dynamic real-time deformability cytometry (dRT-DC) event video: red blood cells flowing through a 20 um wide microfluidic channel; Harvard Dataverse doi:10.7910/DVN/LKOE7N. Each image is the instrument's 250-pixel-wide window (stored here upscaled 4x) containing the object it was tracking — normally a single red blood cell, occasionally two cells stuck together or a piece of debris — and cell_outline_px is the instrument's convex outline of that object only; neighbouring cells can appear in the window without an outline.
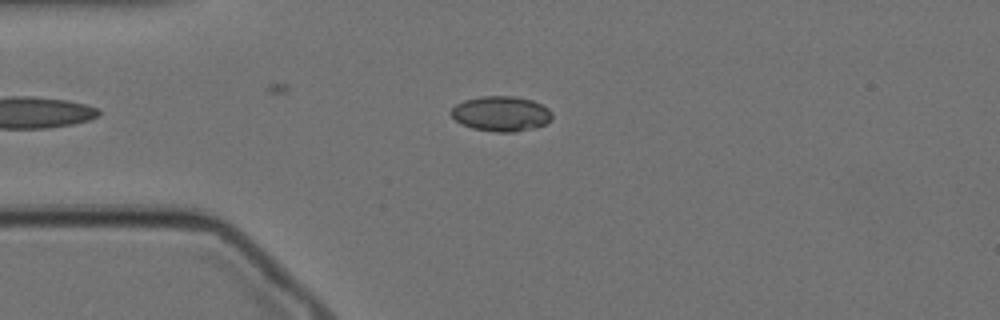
{"species": "Egyptian fruit bat (a non-hibernating species)", "species_latin": "Rousettus aegyptiacus", "temperature_condition": "cold", "stored_images_in_passage": 34, "camera_frame_rate_fps": 3000, "um_per_image_px": 0.085, "animal": {"sex": "female"}, "frame": {"image": 1, "passage_image": 11, "time_ms": 3.333, "image_size_px": [1000, 320], "cell_outline_px": [[552, 120], [536, 128], [516, 132], [496, 132], [472, 128], [456, 120], [448, 112], [456, 104], [464, 100], [480, 96], [516, 96], [532, 100], [548, 108], [552, 112]], "centroid_in_image_um": [42.61, 9.66], "position_along_channel_um": 42.4, "area_um2": 20.81}}
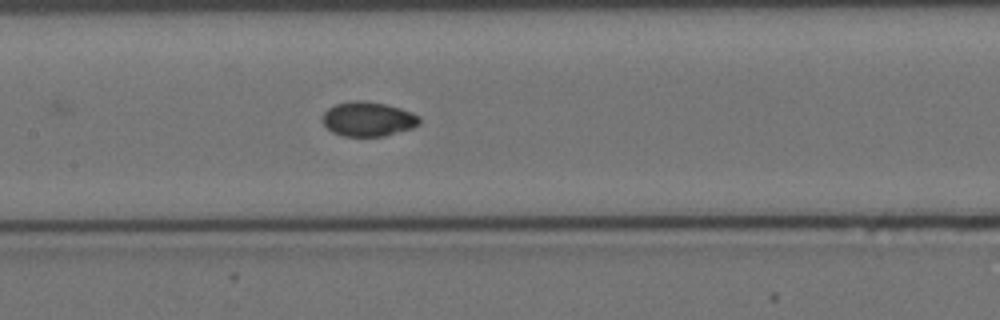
{"frame": {"image": 2, "passage_image": 24, "time_ms": 7.667, "image_size_px": [1000, 320], "cell_outline_px": [[420, 124], [412, 128], [384, 136], [344, 136], [332, 132], [320, 120], [324, 112], [328, 108], [336, 104], [356, 100], [360, 100], [384, 104], [400, 108], [412, 112], [420, 116]], "centroid_in_image_um": [31.28, 10.12], "position_along_channel_um": 176.1, "area_um2": 19.48}}
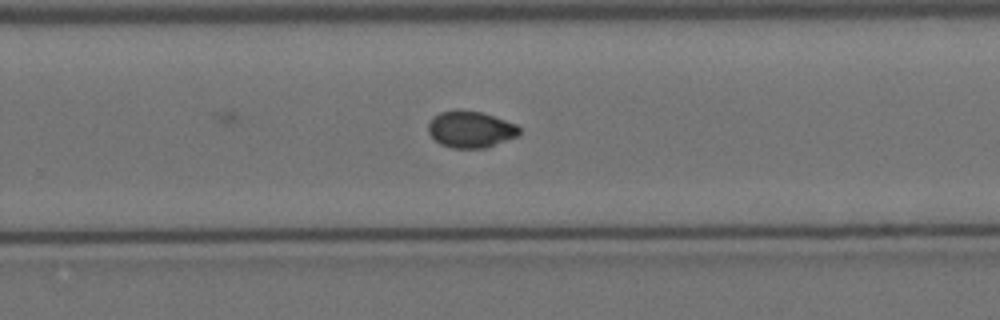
{"frame": {"image": 3, "passage_image": 34, "time_ms": 11.0, "image_size_px": [1000, 320], "cell_outline_px": [[520, 132], [516, 136], [484, 148], [452, 148], [440, 144], [428, 132], [428, 124], [432, 116], [440, 112], [480, 112], [516, 124], [520, 128]], "centroid_in_image_um": [39.97, 11.02], "position_along_channel_um": 289.8, "area_um2": 18.79}}